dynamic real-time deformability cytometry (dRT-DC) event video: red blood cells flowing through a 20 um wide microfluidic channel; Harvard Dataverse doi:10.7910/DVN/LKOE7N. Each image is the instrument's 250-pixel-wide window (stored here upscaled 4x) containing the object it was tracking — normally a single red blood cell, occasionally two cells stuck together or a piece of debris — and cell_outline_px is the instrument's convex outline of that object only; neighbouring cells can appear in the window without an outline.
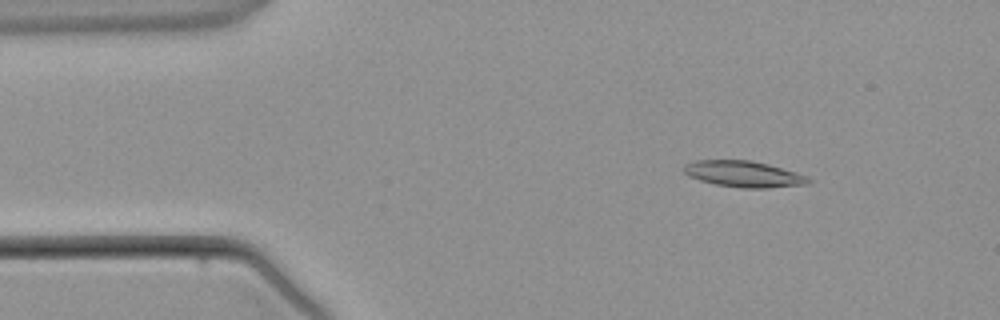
{"species": "common noctule bat (a hibernating species)", "species_latin": "Nyctalus noctula", "temperature_condition": "warm", "stored_images_in_passage": 4, "camera_frame_rate_fps": 3000, "um_per_image_px": 0.085, "animal": {"sex": "male", "body_mass_g": 21.5, "forearm_length_mm": 52.0}, "frame": {"image": 1, "passage_image": 1, "time_ms": 0.0, "image_size_px": [1000, 320], "cell_outline_px": [[812, 180], [808, 184], [768, 188], [740, 188], [716, 184], [700, 180], [688, 176], [684, 172], [684, 164], [696, 160], [752, 160], [768, 164], [796, 172], [808, 176]], "centroid_in_image_um": [63.23, 14.79], "position_along_channel_um": 21.8, "area_um2": 19.07}}
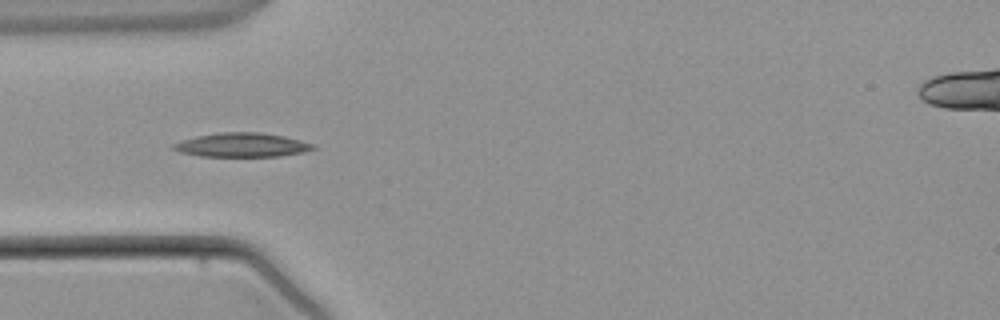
{"frame": {"image": 2, "passage_image": 3, "time_ms": 2.333, "image_size_px": [1000, 320], "cell_outline_px": [[316, 148], [304, 152], [280, 156], [200, 156], [180, 152], [172, 148], [172, 144], [196, 136], [220, 132], [260, 132], [284, 136], [312, 144]], "centroid_in_image_um": [20.55, 12.32], "position_along_channel_um": 64.4, "area_um2": 19.36}}
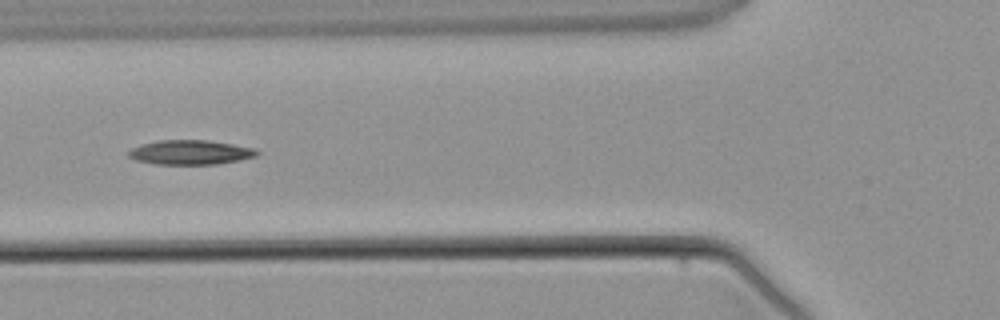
{"frame": {"image": 3, "passage_image": 4, "time_ms": 3.333, "image_size_px": [1000, 320], "cell_outline_px": [[260, 152], [256, 156], [240, 160], [216, 164], [152, 164], [136, 160], [128, 156], [128, 152], [132, 148], [140, 144], [156, 140], [208, 140], [256, 148]], "centroid_in_image_um": [16.18, 12.94], "position_along_channel_um": 109.6, "area_um2": 18.44}}